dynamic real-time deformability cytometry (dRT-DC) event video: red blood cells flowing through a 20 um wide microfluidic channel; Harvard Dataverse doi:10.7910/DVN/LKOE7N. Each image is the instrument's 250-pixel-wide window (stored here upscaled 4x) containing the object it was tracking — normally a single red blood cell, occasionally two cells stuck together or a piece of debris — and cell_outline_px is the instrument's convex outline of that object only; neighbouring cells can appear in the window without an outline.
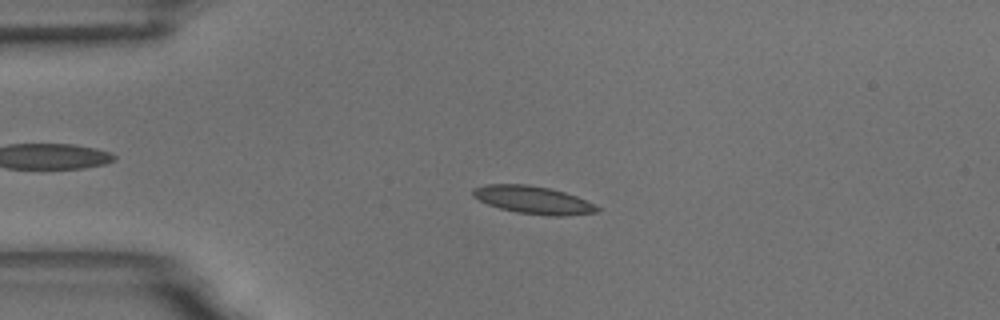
{"species": "common noctule bat (a hibernating species)", "species_latin": "Nyctalus noctula", "temperature_condition": "room temperature", "stored_images_in_passage": 58, "camera_frame_rate_fps": 3000, "um_per_image_px": 0.085, "animal": {"sex": "male", "body_mass_g": 18.8}, "frame": {"image": 1, "passage_image": 13, "time_ms": 4.0, "image_size_px": [1000, 320], "cell_outline_px": [[600, 212], [564, 216], [548, 216], [516, 212], [500, 208], [488, 204], [472, 196], [472, 188], [484, 184], [528, 184], [548, 188], [564, 192], [576, 196], [600, 208]], "centroid_in_image_um": [45.29, 16.99], "position_along_channel_um": 39.7, "area_um2": 20.06}}
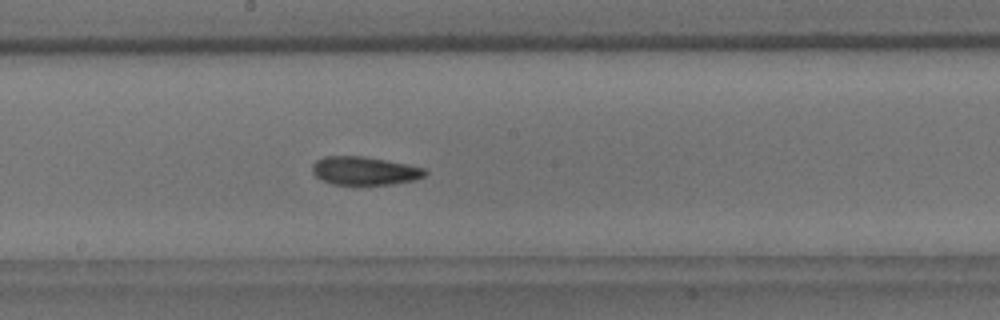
{"frame": {"image": 2, "passage_image": 31, "time_ms": 10.0, "image_size_px": [1000, 320], "cell_outline_px": [[428, 172], [424, 176], [412, 180], [392, 184], [332, 184], [320, 180], [312, 172], [312, 164], [316, 160], [324, 156], [364, 156], [408, 164], [424, 168]], "centroid_in_image_um": [30.95, 14.51], "position_along_channel_um": 217.2, "area_um2": 18.61}}
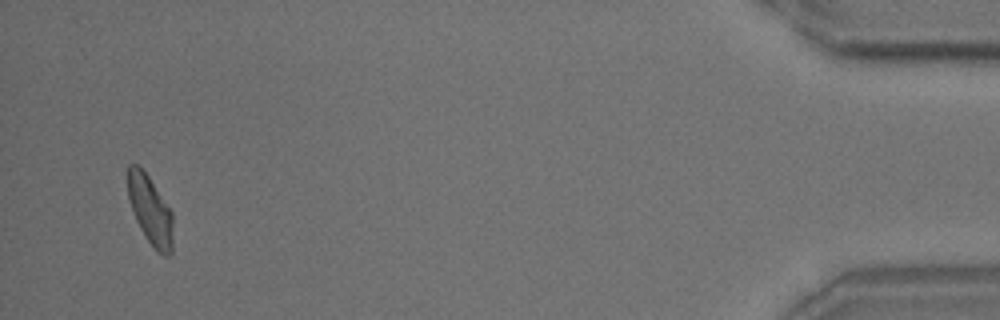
{"frame": {"image": 3, "passage_image": 56, "time_ms": 18.333, "image_size_px": [1000, 320], "cell_outline_px": [[172, 252], [168, 256], [164, 256], [156, 252], [140, 228], [136, 220], [128, 200], [128, 164], [136, 164], [148, 176], [172, 212]], "centroid_in_image_um": [12.77, 17.9], "position_along_channel_um": 422.4, "area_um2": 17.92}, "authors_computed_cell_mechanics": {"area_um2": 18.8139, "velocity_mm_per_s": 3.4282, "shape_relaxation_time_tau1_ms": 3.9693, "shape_relaxation_time_tau2_ms": 3.9363, "deformation_change_tau1": 0.1065, "deformation_change_tau2": 0.1058}}